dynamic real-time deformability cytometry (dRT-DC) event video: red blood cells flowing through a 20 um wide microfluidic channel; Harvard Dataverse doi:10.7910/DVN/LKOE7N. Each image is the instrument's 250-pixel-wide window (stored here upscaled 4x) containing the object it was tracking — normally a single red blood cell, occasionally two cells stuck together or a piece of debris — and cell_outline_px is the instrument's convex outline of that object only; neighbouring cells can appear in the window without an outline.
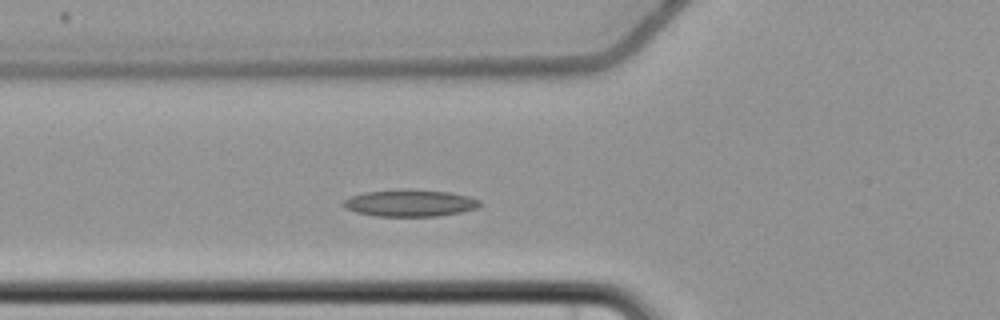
{"species": "common noctule bat (a hibernating species)", "species_latin": "Nyctalus noctula", "temperature_condition": "cold", "stored_images_in_passage": 4, "camera_frame_rate_fps": 3000, "um_per_image_px": 0.085, "animal": {"sex": "female", "body_mass_g": 22.7, "forearm_length_mm": 54.2}, "frame": {"image": 1, "passage_image": 4, "time_ms": 4.333, "image_size_px": [1000, 320], "cell_outline_px": [[480, 204], [476, 208], [460, 212], [436, 216], [376, 216], [356, 212], [344, 208], [340, 204], [344, 200], [352, 196], [364, 192], [448, 192], [468, 196], [480, 200]], "centroid_in_image_um": [34.82, 17.31], "position_along_channel_um": 91.0, "area_um2": 20.23}}